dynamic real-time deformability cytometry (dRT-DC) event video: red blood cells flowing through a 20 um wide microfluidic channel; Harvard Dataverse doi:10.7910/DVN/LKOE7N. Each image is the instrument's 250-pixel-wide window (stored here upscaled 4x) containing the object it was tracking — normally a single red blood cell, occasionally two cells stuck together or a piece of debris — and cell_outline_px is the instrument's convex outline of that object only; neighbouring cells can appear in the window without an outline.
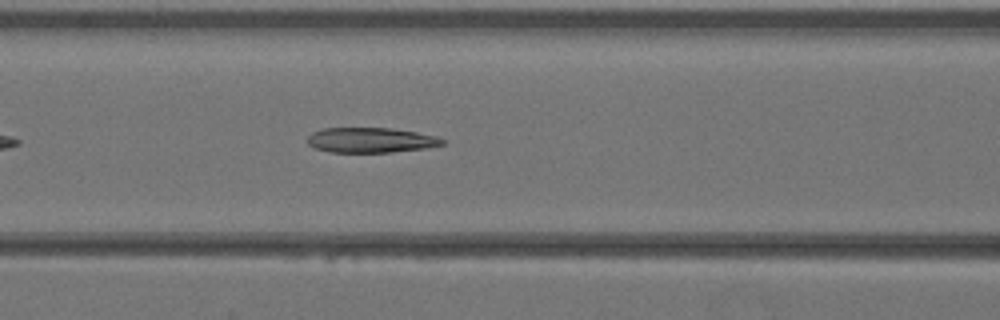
{"species": "Egyptian fruit bat (a non-hibernating species)", "species_latin": "Rousettus aegyptiacus", "temperature_condition": "warm", "stored_images_in_passage": 30, "camera_frame_rate_fps": 3000, "um_per_image_px": 0.085, "animal": {"sex": "female"}, "frame": {"image": 1, "passage_image": 7, "time_ms": 2.0, "image_size_px": [1000, 320], "cell_outline_px": [[444, 144], [428, 148], [392, 152], [332, 152], [312, 148], [308, 144], [308, 136], [312, 132], [324, 128], [392, 128], [416, 132], [436, 136], [444, 140]], "centroid_in_image_um": [31.51, 11.91], "position_along_channel_um": 135.1, "area_um2": 19.77}}
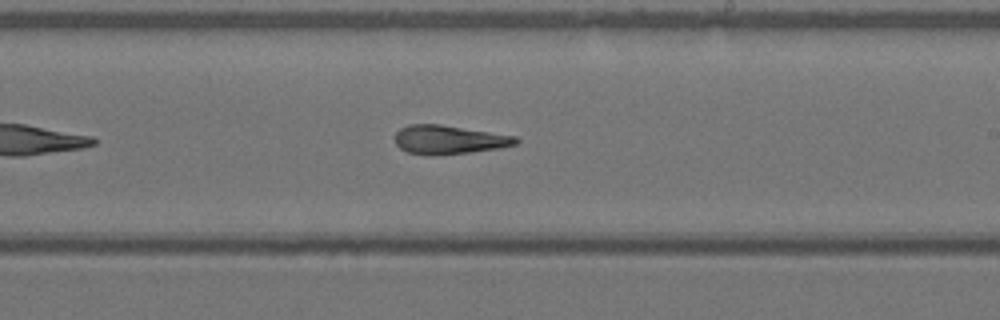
{"frame": {"image": 2, "passage_image": 14, "time_ms": 4.333, "image_size_px": [1000, 320], "cell_outline_px": [[520, 140], [516, 144], [500, 148], [468, 152], [408, 152], [400, 148], [396, 144], [392, 136], [400, 128], [408, 124], [440, 124], [516, 136]], "centroid_in_image_um": [38.16, 11.82], "position_along_channel_um": 250.8, "area_um2": 19.54}}
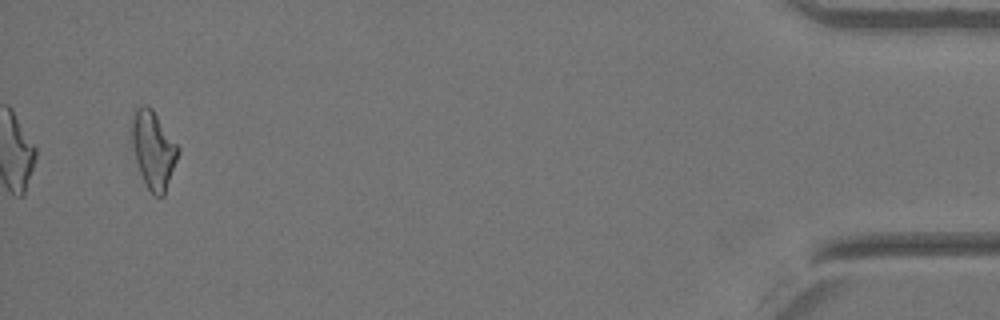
{"frame": {"image": 3, "passage_image": 29, "time_ms": 9.333, "image_size_px": [1000, 320], "cell_outline_px": [[180, 152], [164, 196], [152, 196], [140, 172], [132, 148], [128, 120], [136, 108], [140, 104], [148, 104], [152, 108], [180, 148]], "centroid_in_image_um": [13.0, 12.66], "position_along_channel_um": 422.2, "area_um2": 21.56}}